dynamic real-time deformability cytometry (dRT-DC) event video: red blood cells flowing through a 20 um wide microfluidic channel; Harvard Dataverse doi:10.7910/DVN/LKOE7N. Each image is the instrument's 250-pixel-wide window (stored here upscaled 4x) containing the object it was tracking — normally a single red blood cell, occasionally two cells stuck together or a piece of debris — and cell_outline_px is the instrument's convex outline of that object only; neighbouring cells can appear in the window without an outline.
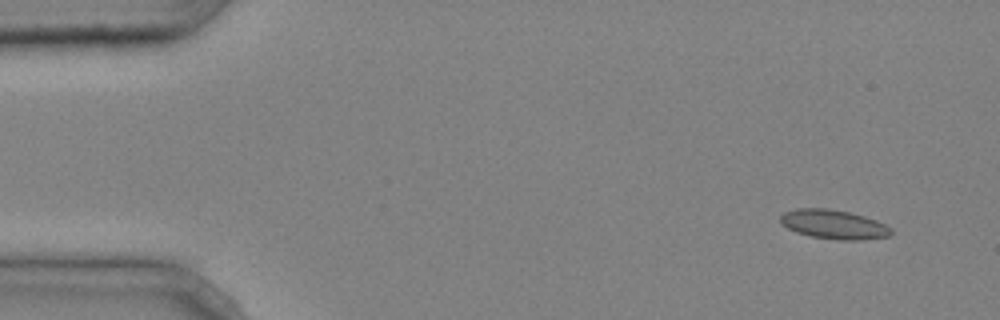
{"species": "common noctule bat (a hibernating species)", "species_latin": "Nyctalus noctula", "temperature_condition": "cold", "stored_images_in_passage": 4, "camera_frame_rate_fps": 3000, "um_per_image_px": 0.085, "animal": {"sex": "male", "body_mass_g": 20.4}, "frame": {"image": 1, "passage_image": 1, "time_ms": 0.0, "image_size_px": [1000, 320], "cell_outline_px": [[892, 232], [888, 236], [860, 240], [840, 240], [812, 236], [796, 232], [780, 224], [780, 216], [784, 212], [796, 208], [828, 208], [848, 212], [864, 216], [876, 220], [892, 228]], "centroid_in_image_um": [70.84, 19.06], "position_along_channel_um": 14.2, "area_um2": 18.79}}